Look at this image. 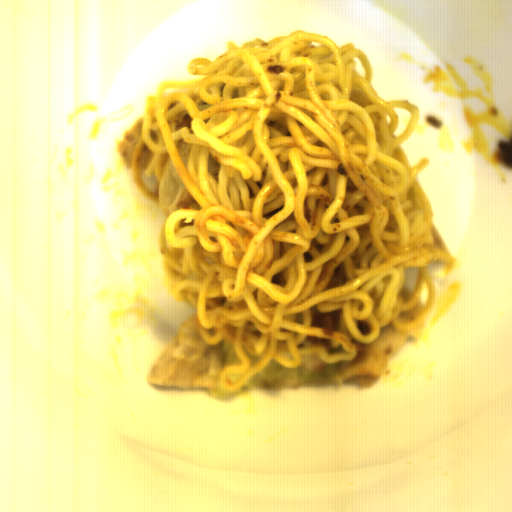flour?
<instances>
[{
  "mask_svg": "<svg viewBox=\"0 0 512 512\" xmlns=\"http://www.w3.org/2000/svg\"><path fill=\"white\" fill-rule=\"evenodd\" d=\"M162 177L157 188V202L163 216L167 217L175 210L200 211L201 207L187 190L184 182L170 161L169 154L161 163Z\"/></svg>",
  "mask_w": 512,
  "mask_h": 512,
  "instance_id": "flour-2",
  "label": "flour"
},
{
  "mask_svg": "<svg viewBox=\"0 0 512 512\" xmlns=\"http://www.w3.org/2000/svg\"><path fill=\"white\" fill-rule=\"evenodd\" d=\"M310 310L313 326L341 332L355 345L357 355L353 360L326 364L319 355H300L299 367L288 368L272 359L241 388L224 390L219 385L223 368L244 362L237 357L234 343L223 339L218 345L207 344L198 331L195 316L171 336L162 356L148 372L149 382L156 387L203 390L220 398L324 384L367 390L377 383L415 332L399 331L390 321L388 326H381L377 341L358 342L345 328L342 307L332 312H318L314 306Z\"/></svg>",
  "mask_w": 512,
  "mask_h": 512,
  "instance_id": "flour-1",
  "label": "flour"
}]
</instances>
